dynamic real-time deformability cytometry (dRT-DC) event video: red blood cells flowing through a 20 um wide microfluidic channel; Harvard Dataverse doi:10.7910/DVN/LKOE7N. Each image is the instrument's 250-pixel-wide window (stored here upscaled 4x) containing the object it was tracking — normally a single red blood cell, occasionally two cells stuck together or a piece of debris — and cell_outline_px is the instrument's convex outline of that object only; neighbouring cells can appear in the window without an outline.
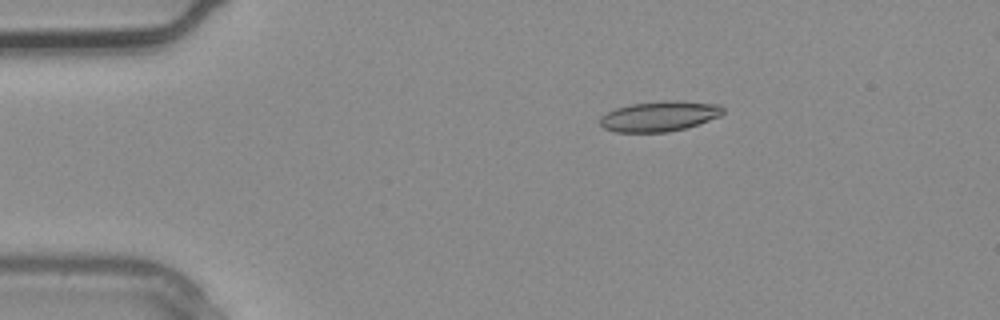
{"species": "common noctule bat (a hibernating species)", "species_latin": "Nyctalus noctula", "temperature_condition": "warm", "stored_images_in_passage": 3, "camera_frame_rate_fps": 3000, "um_per_image_px": 0.085, "animal": {"sex": "male", "body_mass_g": 20.4}, "frame": {"image": 1, "passage_image": 1, "time_ms": 0.0, "image_size_px": [1000, 320], "cell_outline_px": [[724, 112], [720, 116], [684, 128], [668, 132], [616, 132], [604, 128], [600, 124], [600, 116], [616, 108], [632, 104], [660, 100], [672, 100], [720, 104], [724, 108]], "centroid_in_image_um": [56.05, 9.87], "position_along_channel_um": 29.0, "area_um2": 21.62}}